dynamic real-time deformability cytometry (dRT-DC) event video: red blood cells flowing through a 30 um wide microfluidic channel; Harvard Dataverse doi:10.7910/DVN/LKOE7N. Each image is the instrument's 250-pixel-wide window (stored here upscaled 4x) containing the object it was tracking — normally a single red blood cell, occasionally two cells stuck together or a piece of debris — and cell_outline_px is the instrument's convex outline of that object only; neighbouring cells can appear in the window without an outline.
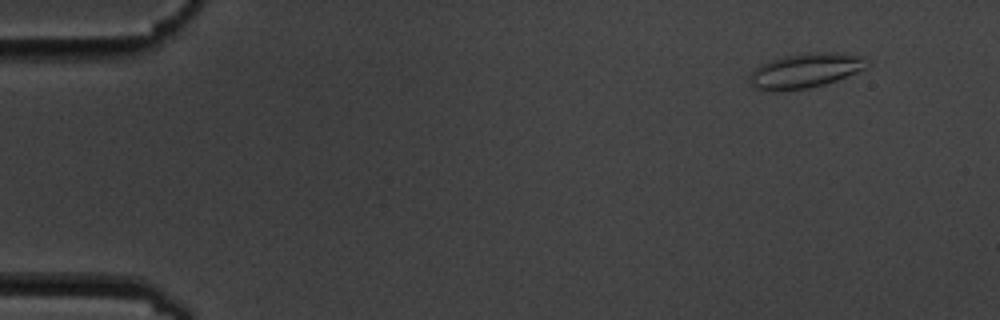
{"species": "common noctule bat (a hibernating species)", "species_latin": "Nyctalus noctula", "temperature_condition": "cold", "stored_images_in_passage": 9, "camera_frame_rate_fps": 3000, "um_per_image_px": 0.085, "animal": {"sex": "male", "body_mass_g": 19.5, "forearm_length_mm": 54.6}, "frame": {"image": 1, "passage_image": 1, "time_ms": 0.0, "image_size_px": [1000, 320], "cell_outline_px": [[868, 68], [836, 80], [824, 84], [808, 88], [776, 92], [772, 92], [752, 88], [748, 80], [748, 76], [760, 64], [784, 56], [804, 52], [836, 52], [860, 56], [868, 64]], "centroid_in_image_um": [68.39, 6.02], "position_along_channel_um": 16.6, "area_um2": 23.93}}
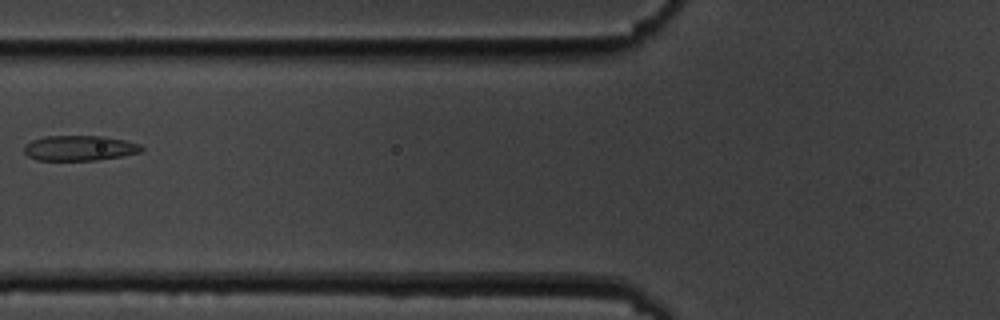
{"frame": {"image": 2, "passage_image": 6, "time_ms": 6.0, "image_size_px": [1000, 320], "cell_outline_px": [[144, 148], [140, 152], [124, 156], [96, 160], [36, 160], [28, 156], [24, 152], [24, 144], [32, 140], [44, 136], [104, 136], [124, 140], [140, 144]], "centroid_in_image_um": [6.75, 12.58], "position_along_channel_um": 119.0, "area_um2": 17.34}}
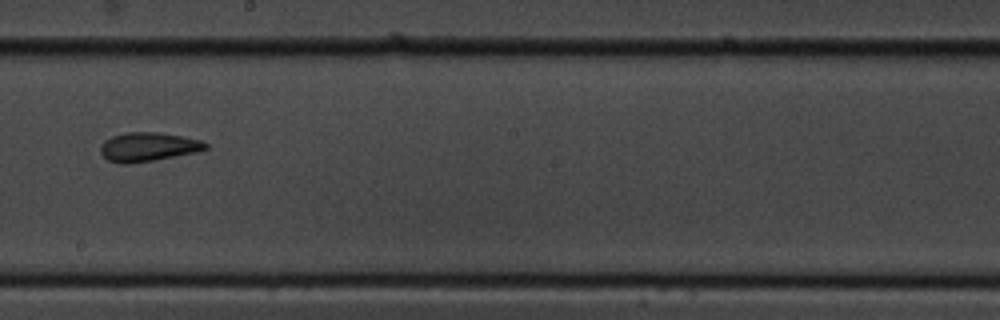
{"frame": {"image": 3, "passage_image": 9, "time_ms": 9.333, "image_size_px": [1000, 320], "cell_outline_px": [[208, 148], [196, 152], [152, 160], [128, 164], [120, 164], [108, 160], [100, 152], [100, 144], [104, 140], [112, 136], [128, 132], [156, 132], [184, 136], [200, 140], [208, 144]], "centroid_in_image_um": [12.56, 12.48], "position_along_channel_um": 235.6, "area_um2": 17.69}}